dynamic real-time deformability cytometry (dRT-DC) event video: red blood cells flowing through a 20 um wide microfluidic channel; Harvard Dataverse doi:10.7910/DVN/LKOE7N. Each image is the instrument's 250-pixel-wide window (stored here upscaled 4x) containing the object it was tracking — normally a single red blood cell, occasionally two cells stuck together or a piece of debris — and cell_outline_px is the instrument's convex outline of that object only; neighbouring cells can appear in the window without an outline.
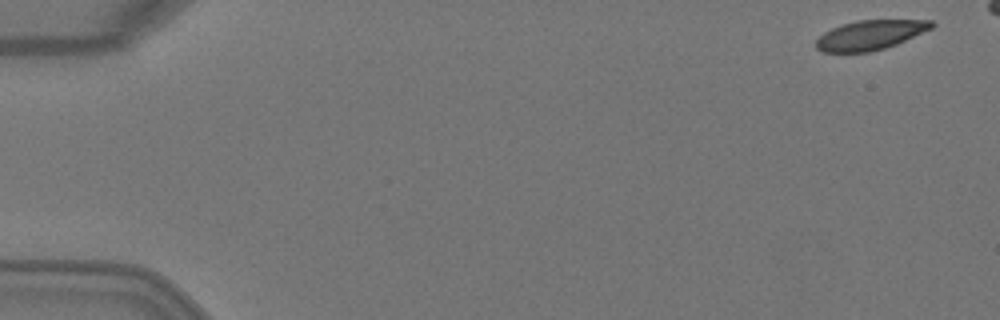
{"species": "Egyptian fruit bat (a non-hibernating species)", "species_latin": "Rousettus aegyptiacus", "temperature_condition": "warm", "stored_images_in_passage": 6, "camera_frame_rate_fps": 3000, "um_per_image_px": 0.085, "animal": {"sex": "female"}, "frame": {"image": 1, "passage_image": 1, "time_ms": 0.0, "image_size_px": [1000, 320], "cell_outline_px": [[936, 24], [932, 28], [896, 44], [884, 48], [868, 52], [820, 52], [816, 48], [816, 40], [824, 32], [832, 28], [856, 20], [932, 20]], "centroid_in_image_um": [73.95, 2.97], "position_along_channel_um": 11.0, "area_um2": 19.77}}